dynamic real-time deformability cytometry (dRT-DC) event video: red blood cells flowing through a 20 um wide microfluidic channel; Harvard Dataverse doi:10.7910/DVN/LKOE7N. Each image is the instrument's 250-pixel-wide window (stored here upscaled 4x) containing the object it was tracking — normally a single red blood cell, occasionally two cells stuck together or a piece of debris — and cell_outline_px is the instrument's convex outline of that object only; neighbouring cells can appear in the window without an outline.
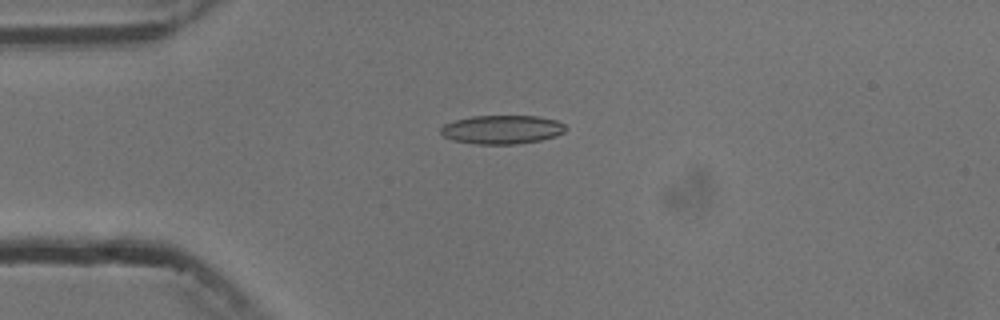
{"species": "common noctule bat (a hibernating species)", "species_latin": "Nyctalus noctula", "temperature_condition": "cold", "stored_images_in_passage": 11, "camera_frame_rate_fps": 3000, "um_per_image_px": 0.085, "animal": {"sex": "male", "body_mass_g": 13.3}, "frame": {"image": 1, "passage_image": 4, "time_ms": 4.333, "image_size_px": [1000, 320], "cell_outline_px": [[568, 128], [564, 132], [556, 136], [540, 140], [516, 144], [476, 144], [452, 140], [444, 136], [440, 132], [440, 128], [444, 124], [456, 120], [472, 116], [536, 116], [556, 120], [564, 124]], "centroid_in_image_um": [42.68, 11.01], "position_along_channel_um": 42.3, "area_um2": 20.92}}
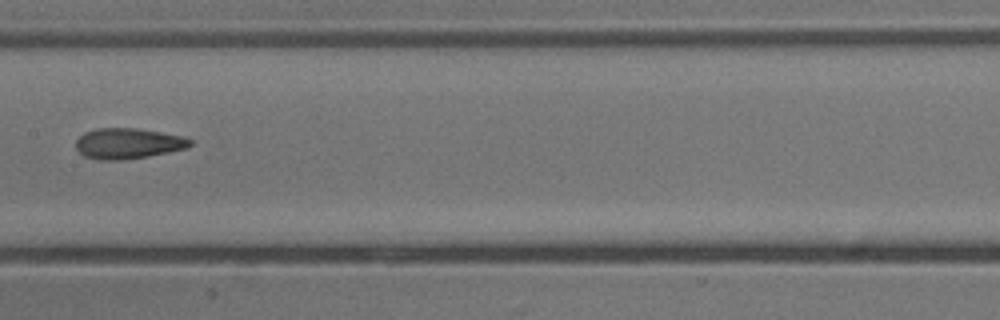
{"frame": {"image": 2, "passage_image": 8, "time_ms": 9.0, "image_size_px": [1000, 320], "cell_outline_px": [[192, 144], [188, 148], [148, 156], [124, 160], [100, 160], [84, 156], [76, 148], [76, 140], [84, 132], [96, 128], [136, 128], [184, 136], [192, 140]], "centroid_in_image_um": [10.89, 12.19], "position_along_channel_um": 196.5, "area_um2": 20.46}}
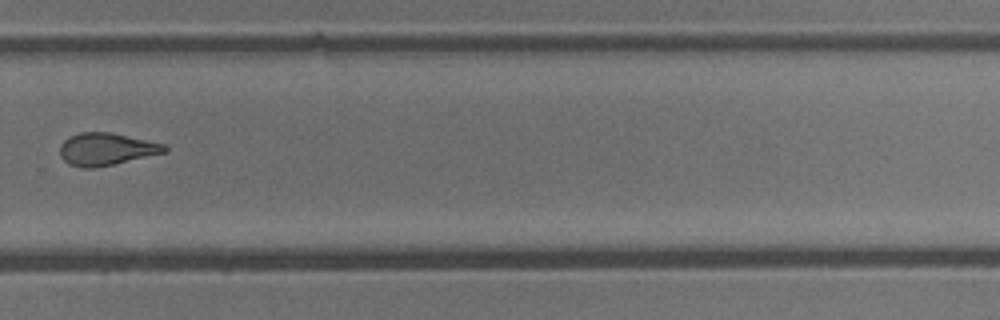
{"frame": {"image": 3, "passage_image": 11, "time_ms": 12.333, "image_size_px": [1000, 320], "cell_outline_px": [[168, 152], [116, 164], [96, 168], [80, 168], [68, 164], [60, 156], [60, 144], [68, 136], [80, 132], [108, 132], [164, 144], [168, 148]], "centroid_in_image_um": [9.01, 12.69], "position_along_channel_um": 320.8, "area_um2": 19.94}}